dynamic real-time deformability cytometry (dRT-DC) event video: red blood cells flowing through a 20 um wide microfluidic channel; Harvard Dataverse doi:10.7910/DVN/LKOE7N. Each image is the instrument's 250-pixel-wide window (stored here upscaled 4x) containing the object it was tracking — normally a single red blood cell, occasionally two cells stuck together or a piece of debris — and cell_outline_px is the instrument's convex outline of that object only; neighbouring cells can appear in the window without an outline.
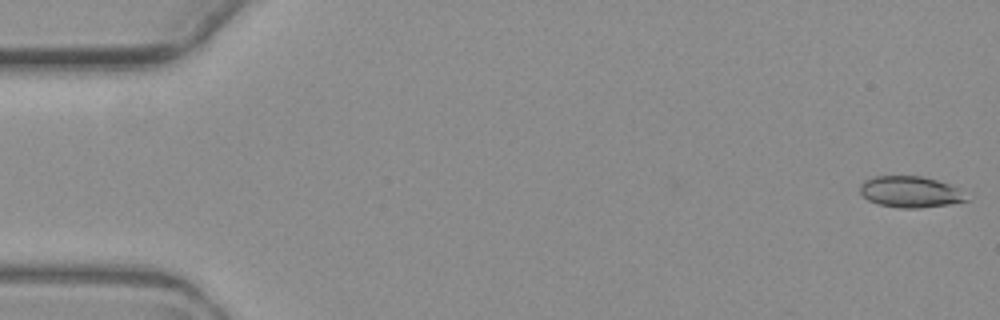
{"species": "common noctule bat (a hibernating species)", "species_latin": "Nyctalus noctula", "temperature_condition": "warm", "stored_images_in_passage": 3, "camera_frame_rate_fps": 3000, "um_per_image_px": 0.085, "animal": {"sex": "female", "body_mass_g": 19.3, "forearm_length_mm": 54.1}, "frame": {"image": 1, "passage_image": 1, "time_ms": 0.0, "image_size_px": [1000, 320], "cell_outline_px": [[968, 200], [948, 204], [920, 208], [900, 208], [880, 204], [868, 200], [860, 192], [860, 184], [864, 180], [876, 176], [924, 176], [948, 184], [956, 188]], "centroid_in_image_um": [77.31, 16.3], "position_along_channel_um": 7.7, "area_um2": 19.02}}